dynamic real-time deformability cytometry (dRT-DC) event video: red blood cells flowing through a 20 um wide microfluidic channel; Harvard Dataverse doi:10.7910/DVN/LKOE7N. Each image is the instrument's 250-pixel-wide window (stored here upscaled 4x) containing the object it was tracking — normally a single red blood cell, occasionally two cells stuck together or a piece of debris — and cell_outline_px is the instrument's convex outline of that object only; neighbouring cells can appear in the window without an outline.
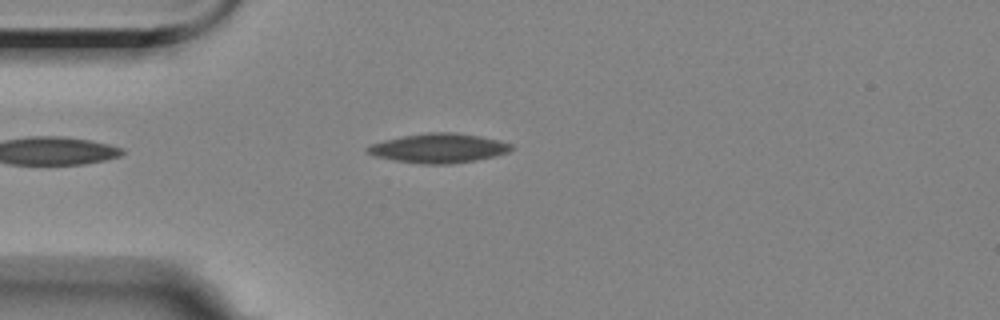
{"species": "Egyptian fruit bat (a non-hibernating species)", "species_latin": "Rousettus aegyptiacus", "temperature_condition": "room temperature", "stored_images_in_passage": 14, "camera_frame_rate_fps": 3000, "um_per_image_px": 0.085, "animal": {"sex": "female"}, "frame": {"image": 1, "passage_image": 3, "time_ms": 3.333, "image_size_px": [1000, 320], "cell_outline_px": [[512, 148], [508, 152], [496, 156], [476, 160], [452, 164], [424, 164], [396, 160], [376, 156], [368, 152], [364, 148], [372, 144], [384, 140], [404, 136], [428, 132], [456, 132], [480, 136], [512, 144]], "centroid_in_image_um": [37.31, 12.59], "position_along_channel_um": 47.7, "area_um2": 24.39}}
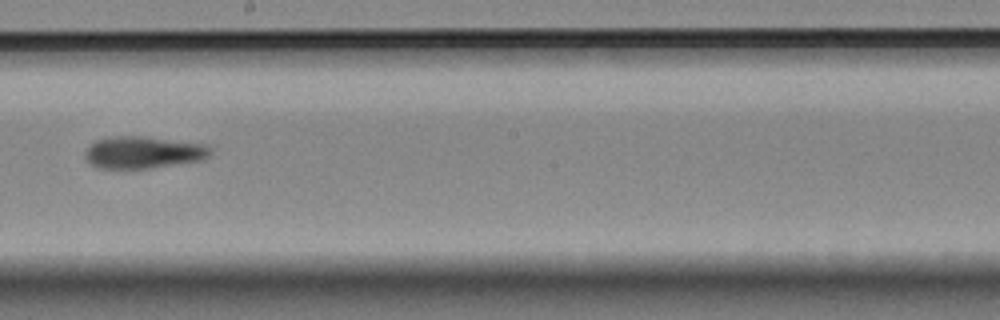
{"frame": {"image": 2, "passage_image": 8, "time_ms": 9.0, "image_size_px": [1000, 320], "cell_outline_px": [[212, 152], [208, 156], [200, 160], [148, 168], [96, 168], [84, 156], [84, 152], [88, 144], [96, 140], [108, 136], [144, 136], [204, 144]], "centroid_in_image_um": [12.09, 12.93], "position_along_channel_um": 236.1, "area_um2": 23.29}}
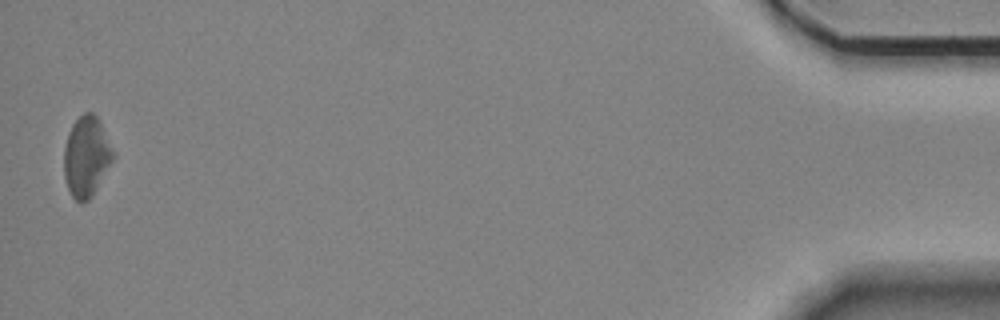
{"frame": {"image": 3, "passage_image": 14, "time_ms": 17.0, "image_size_px": [1000, 320], "cell_outline_px": [[116, 156], [92, 196], [84, 204], [80, 204], [72, 196], [68, 188], [64, 176], [64, 148], [68, 132], [72, 124], [84, 112], [92, 112], [100, 120]], "centroid_in_image_um": [7.35, 13.31], "position_along_channel_um": 427.8, "area_um2": 23.24}, "authors_computed_cell_mechanics": {"area_um2": 23.4379, "velocity_mm_per_s": 3.5141, "shape_relaxation_time_tau1_ms": 3.5344, "shape_relaxation_time_tau2_ms": null, "deformation_change_tau1": 0.0859, "deformation_change_tau2": null}}